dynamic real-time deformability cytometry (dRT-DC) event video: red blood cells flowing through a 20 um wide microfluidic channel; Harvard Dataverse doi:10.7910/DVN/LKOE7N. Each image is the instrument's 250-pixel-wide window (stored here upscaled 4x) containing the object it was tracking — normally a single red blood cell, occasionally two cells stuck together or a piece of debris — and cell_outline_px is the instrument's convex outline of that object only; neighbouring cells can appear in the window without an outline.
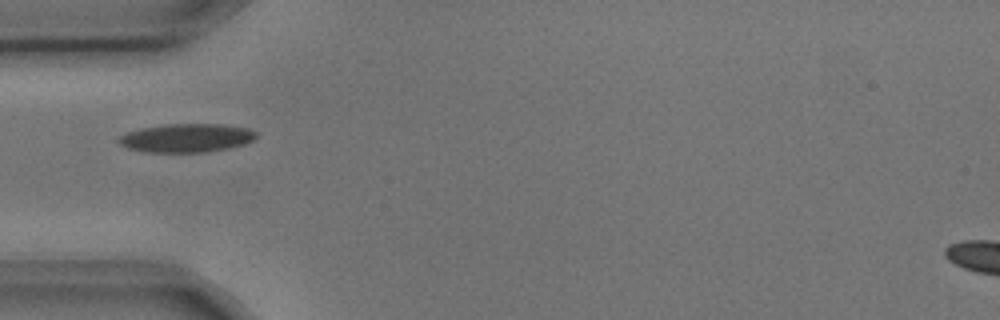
{"species": "common noctule bat (a hibernating species)", "species_latin": "Nyctalus noctula", "temperature_condition": "cold", "stored_images_in_passage": 11, "camera_frame_rate_fps": 3000, "um_per_image_px": 0.085, "animal": {"sex": "male", "body_mass_g": 17.9, "forearm_length_mm": 54.2}, "frame": {"image": 1, "passage_image": 1, "time_ms": 0.0, "image_size_px": [1000, 320], "cell_outline_px": [[256, 136], [252, 140], [244, 144], [228, 148], [204, 152], [144, 152], [128, 148], [120, 144], [116, 140], [120, 136], [128, 132], [140, 128], [164, 124], [220, 124], [248, 128], [256, 132]], "centroid_in_image_um": [15.82, 11.72], "position_along_channel_um": 69.2, "area_um2": 22.83}}
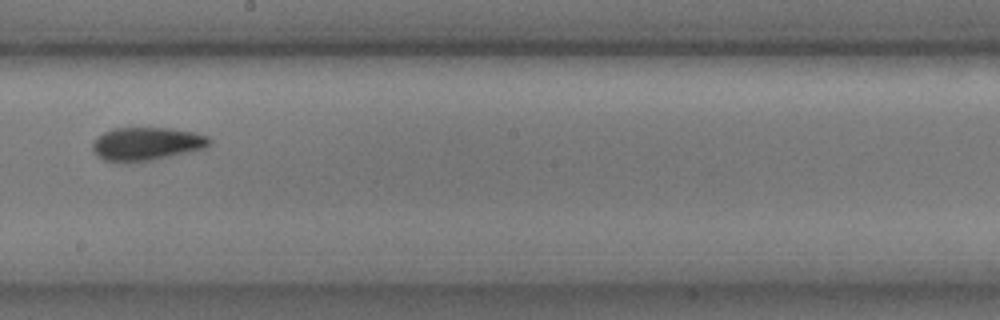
{"frame": {"image": 2, "passage_image": 5, "time_ms": 1.333, "image_size_px": [1000, 320], "cell_outline_px": [[212, 144], [204, 148], [188, 152], [152, 160], [104, 160], [92, 148], [92, 144], [104, 132], [112, 128], [172, 128], [192, 132], [208, 136], [212, 140]], "centroid_in_image_um": [12.53, 12.19], "position_along_channel_um": 235.7, "area_um2": 21.96}}
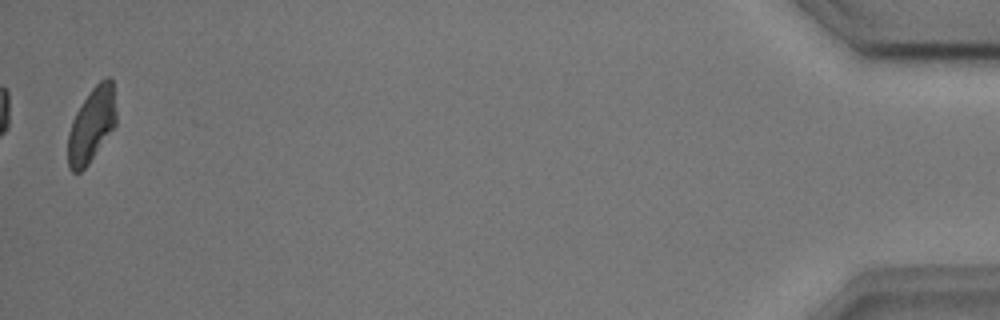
{"frame": {"image": 3, "passage_image": 11, "time_ms": 3.333, "image_size_px": [1000, 320], "cell_outline_px": [[116, 124], [88, 164], [80, 172], [72, 172], [68, 168], [68, 132], [72, 120], [76, 112], [92, 88], [104, 76], [112, 76], [116, 112]], "centroid_in_image_um": [7.79, 10.59], "position_along_channel_um": 427.4, "area_um2": 20.92}}